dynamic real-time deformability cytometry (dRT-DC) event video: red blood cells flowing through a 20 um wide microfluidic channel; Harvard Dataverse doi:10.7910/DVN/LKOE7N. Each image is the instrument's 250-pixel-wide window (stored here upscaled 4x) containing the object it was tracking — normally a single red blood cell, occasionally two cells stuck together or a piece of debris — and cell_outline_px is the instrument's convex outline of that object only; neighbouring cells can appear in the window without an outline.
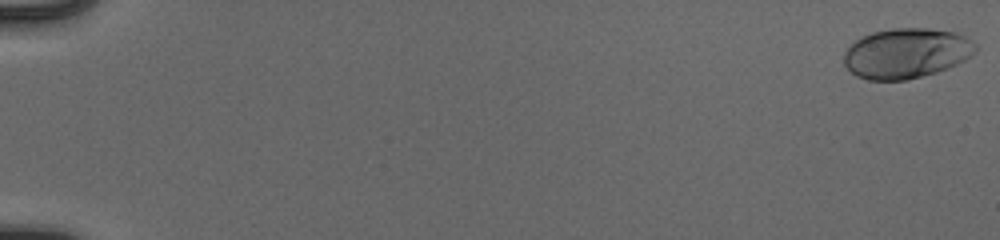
{"species": "human", "species_latin": "Homo sapiens", "temperature_condition": "cold", "stored_images_in_passage": 55, "camera_frame_rate_fps": 3000, "um_per_image_px": 0.085, "donor": {"sex": "male"}, "frame": {"image": 1, "passage_image": 1, "time_ms": 0.0, "image_size_px": [1000, 240], "cell_outline_px": [[980, 48], [976, 52], [964, 60], [948, 68], [936, 72], [908, 80], [868, 80], [856, 76], [844, 64], [844, 52], [856, 40], [872, 32], [892, 28], [928, 28], [956, 32], [972, 40]], "centroid_in_image_um": [77.07, 4.52], "position_along_channel_um": 7.9, "area_um2": 38.55}}
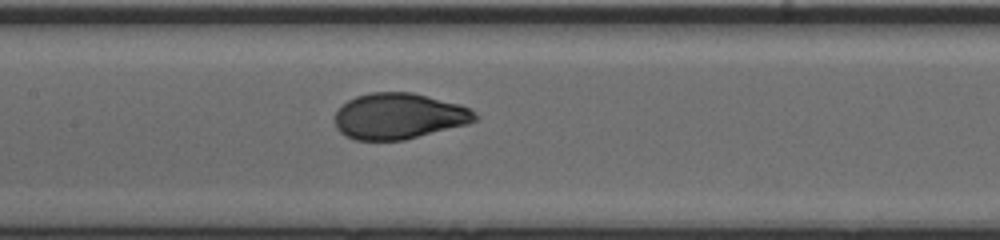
{"frame": {"image": 2, "passage_image": 29, "time_ms": 9.333, "image_size_px": [1000, 240], "cell_outline_px": [[480, 116], [476, 120], [468, 124], [404, 140], [356, 140], [344, 136], [336, 128], [332, 120], [336, 112], [348, 100], [356, 96], [372, 92], [412, 92], [460, 104], [476, 112]], "centroid_in_image_um": [33.89, 9.88], "position_along_channel_um": 173.5, "area_um2": 37.8}}
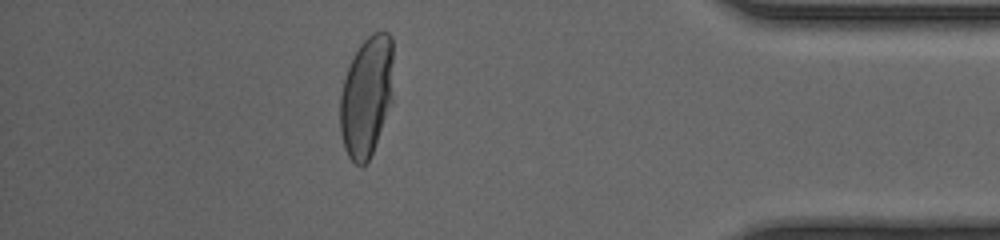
{"frame": {"image": 3, "passage_image": 49, "time_ms": 16.0, "image_size_px": [1000, 240], "cell_outline_px": [[392, 104], [372, 152], [368, 160], [360, 168], [348, 156], [344, 148], [340, 132], [340, 96], [344, 80], [348, 68], [360, 44], [372, 32], [388, 32], [392, 36]], "centroid_in_image_um": [31.16, 8.2], "position_along_channel_um": 404.0, "area_um2": 37.45}, "authors_computed_cell_mechanics": {"area_um2": 37.9746, "velocity_mm_per_s": 3.9386, "shape_relaxation_time_tau1_ms": 4.1057, "shape_relaxation_time_tau2_ms": null, "deformation_change_tau1": 0.1931, "deformation_change_tau2": null}}